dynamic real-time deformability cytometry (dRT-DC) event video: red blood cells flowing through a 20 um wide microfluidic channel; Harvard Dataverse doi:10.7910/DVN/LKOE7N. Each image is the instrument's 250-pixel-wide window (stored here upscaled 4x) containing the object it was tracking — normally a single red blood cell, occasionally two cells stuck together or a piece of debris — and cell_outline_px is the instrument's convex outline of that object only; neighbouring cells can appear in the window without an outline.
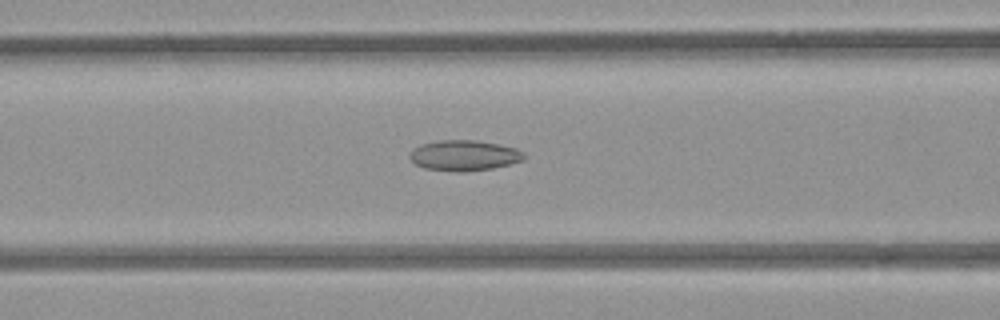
{"species": "common noctule bat (a hibernating species)", "species_latin": "Nyctalus noctula", "temperature_condition": "room temperature", "stored_images_in_passage": 50, "camera_frame_rate_fps": 3000, "um_per_image_px": 0.085, "animal": {"sex": "female", "body_mass_g": 21.9}, "frame": {"image": 1, "passage_image": 19, "time_ms": 6.0, "image_size_px": [1000, 320], "cell_outline_px": [[524, 160], [492, 168], [464, 172], [456, 172], [424, 168], [416, 164], [408, 156], [412, 148], [420, 144], [440, 140], [476, 140], [500, 144], [516, 148], [524, 152]], "centroid_in_image_um": [39.43, 13.21], "position_along_channel_um": 127.2, "area_um2": 20.46}}
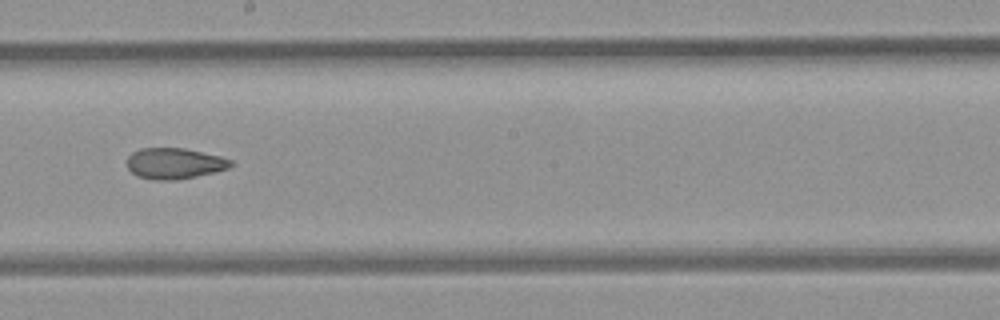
{"frame": {"image": 2, "passage_image": 27, "time_ms": 8.667, "image_size_px": [1000, 320], "cell_outline_px": [[236, 164], [228, 168], [196, 176], [176, 180], [152, 180], [136, 176], [128, 168], [128, 156], [132, 152], [140, 148], [184, 148], [220, 156], [232, 160]], "centroid_in_image_um": [14.82, 13.89], "position_along_channel_um": 233.4, "area_um2": 18.73}}
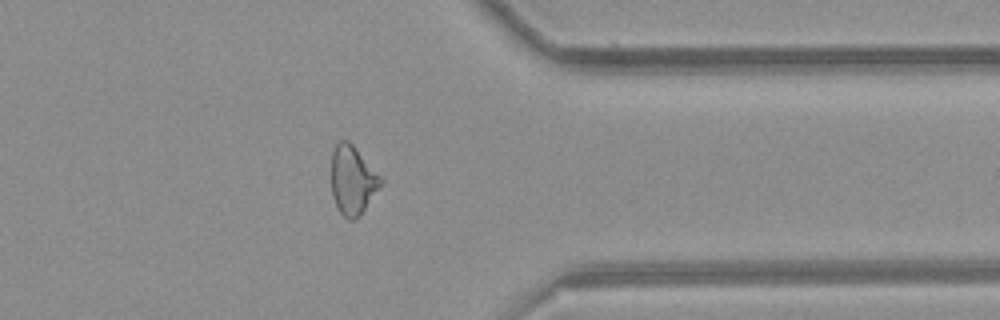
{"frame": {"image": 3, "passage_image": 39, "time_ms": 12.667, "image_size_px": [1000, 320], "cell_outline_px": [[384, 184], [364, 208], [352, 220], [348, 220], [340, 212], [336, 204], [332, 192], [332, 152], [336, 144], [340, 140], [348, 140], [352, 144], [384, 180]], "centroid_in_image_um": [29.98, 15.29], "position_along_channel_um": 381.4, "area_um2": 19.42}, "authors_computed_cell_mechanics": {"area_um2": 20.4034, "velocity_mm_per_s": 3.9776, "shape_relaxation_time_tau1_ms": null, "shape_relaxation_time_tau2_ms": 3.4798, "deformation_change_tau1": null, "deformation_change_tau2": 0.1112}}